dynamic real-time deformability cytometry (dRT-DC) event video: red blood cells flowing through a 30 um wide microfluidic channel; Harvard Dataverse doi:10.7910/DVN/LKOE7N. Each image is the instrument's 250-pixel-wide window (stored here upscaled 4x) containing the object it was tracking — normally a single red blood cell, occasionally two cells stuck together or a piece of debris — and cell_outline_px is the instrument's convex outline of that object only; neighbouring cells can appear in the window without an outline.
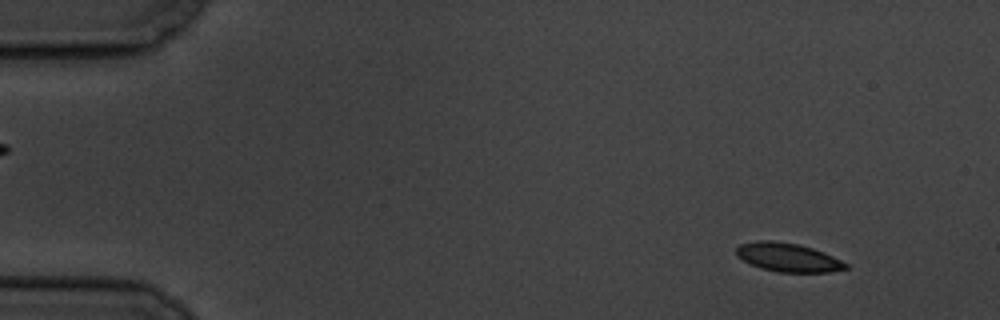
{"species": "common noctule bat (a hibernating species)", "species_latin": "Nyctalus noctula", "temperature_condition": "cold", "stored_images_in_passage": 7, "camera_frame_rate_fps": 3000, "um_per_image_px": 0.085, "animal": {"sex": "male", "body_mass_g": 19.5, "forearm_length_mm": 54.6}, "frame": {"image": 1, "passage_image": 1, "time_ms": 0.0, "image_size_px": [1000, 320], "cell_outline_px": [[848, 268], [828, 272], [776, 272], [760, 268], [736, 256], [736, 248], [740, 244], [756, 240], [772, 240], [800, 244], [824, 252], [848, 264]], "centroid_in_image_um": [66.95, 21.87], "position_along_channel_um": 18.0, "area_um2": 18.32}}
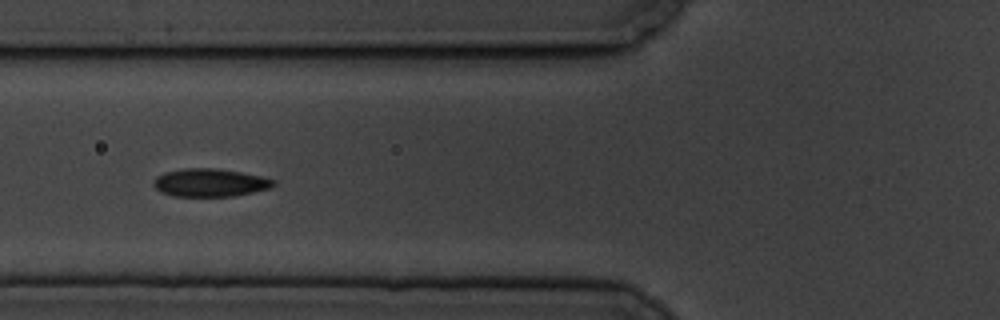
{"frame": {"image": 2, "passage_image": 5, "time_ms": 5.667, "image_size_px": [1000, 320], "cell_outline_px": [[276, 184], [272, 188], [232, 196], [172, 196], [156, 188], [152, 184], [152, 180], [156, 176], [164, 172], [184, 168], [216, 168], [240, 172], [260, 176], [276, 180]], "centroid_in_image_um": [17.84, 15.52], "position_along_channel_um": 108.0, "area_um2": 19.59}}
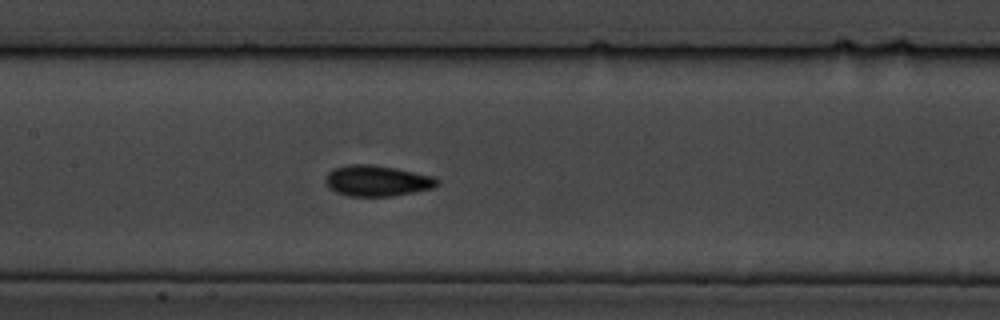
{"frame": {"image": 3, "passage_image": 7, "time_ms": 7.667, "image_size_px": [1000, 320], "cell_outline_px": [[440, 184], [432, 188], [392, 196], [348, 196], [336, 192], [328, 188], [324, 184], [324, 180], [328, 172], [336, 168], [348, 164], [368, 164], [396, 168], [432, 176], [440, 180]], "centroid_in_image_um": [32.02, 15.37], "position_along_channel_um": 175.4, "area_um2": 20.11}}